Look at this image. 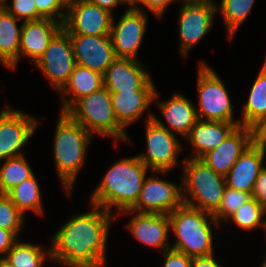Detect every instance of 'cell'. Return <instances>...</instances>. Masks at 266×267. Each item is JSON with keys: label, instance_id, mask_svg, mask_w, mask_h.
<instances>
[{"label": "cell", "instance_id": "cell-1", "mask_svg": "<svg viewBox=\"0 0 266 267\" xmlns=\"http://www.w3.org/2000/svg\"><path fill=\"white\" fill-rule=\"evenodd\" d=\"M91 206L90 212L71 217L53 235L50 259L60 266H106L107 240L115 217L102 207Z\"/></svg>", "mask_w": 266, "mask_h": 267}, {"label": "cell", "instance_id": "cell-2", "mask_svg": "<svg viewBox=\"0 0 266 267\" xmlns=\"http://www.w3.org/2000/svg\"><path fill=\"white\" fill-rule=\"evenodd\" d=\"M148 170L138 156L118 160L94 189L90 204L109 212L116 208L117 214L131 209L138 201Z\"/></svg>", "mask_w": 266, "mask_h": 267}, {"label": "cell", "instance_id": "cell-3", "mask_svg": "<svg viewBox=\"0 0 266 267\" xmlns=\"http://www.w3.org/2000/svg\"><path fill=\"white\" fill-rule=\"evenodd\" d=\"M92 135L65 112L58 118L54 135V160L65 193L72 194L77 174L85 164V156Z\"/></svg>", "mask_w": 266, "mask_h": 267}, {"label": "cell", "instance_id": "cell-4", "mask_svg": "<svg viewBox=\"0 0 266 267\" xmlns=\"http://www.w3.org/2000/svg\"><path fill=\"white\" fill-rule=\"evenodd\" d=\"M168 218L170 230L177 237L171 244V249L191 258L214 253L212 229L219 228L220 223L214 219L212 213L183 203L169 213Z\"/></svg>", "mask_w": 266, "mask_h": 267}, {"label": "cell", "instance_id": "cell-5", "mask_svg": "<svg viewBox=\"0 0 266 267\" xmlns=\"http://www.w3.org/2000/svg\"><path fill=\"white\" fill-rule=\"evenodd\" d=\"M183 162L181 184L184 203L213 214L223 198L225 176L216 173L200 159L189 157Z\"/></svg>", "mask_w": 266, "mask_h": 267}, {"label": "cell", "instance_id": "cell-6", "mask_svg": "<svg viewBox=\"0 0 266 267\" xmlns=\"http://www.w3.org/2000/svg\"><path fill=\"white\" fill-rule=\"evenodd\" d=\"M65 113L80 123L92 136L95 134L130 142V138L117 122L110 92L100 90L77 99Z\"/></svg>", "mask_w": 266, "mask_h": 267}, {"label": "cell", "instance_id": "cell-7", "mask_svg": "<svg viewBox=\"0 0 266 267\" xmlns=\"http://www.w3.org/2000/svg\"><path fill=\"white\" fill-rule=\"evenodd\" d=\"M199 66L197 90L200 107L196 108L198 119L240 126V120L234 119V108L222 79L206 62H200Z\"/></svg>", "mask_w": 266, "mask_h": 267}, {"label": "cell", "instance_id": "cell-8", "mask_svg": "<svg viewBox=\"0 0 266 267\" xmlns=\"http://www.w3.org/2000/svg\"><path fill=\"white\" fill-rule=\"evenodd\" d=\"M153 113L146 118L147 153L138 154V158L155 173L166 174L178 164V154L182 145L177 136L167 128L160 126Z\"/></svg>", "mask_w": 266, "mask_h": 267}, {"label": "cell", "instance_id": "cell-9", "mask_svg": "<svg viewBox=\"0 0 266 267\" xmlns=\"http://www.w3.org/2000/svg\"><path fill=\"white\" fill-rule=\"evenodd\" d=\"M58 92L65 86L76 65L69 33L62 27L34 63Z\"/></svg>", "mask_w": 266, "mask_h": 267}, {"label": "cell", "instance_id": "cell-10", "mask_svg": "<svg viewBox=\"0 0 266 267\" xmlns=\"http://www.w3.org/2000/svg\"><path fill=\"white\" fill-rule=\"evenodd\" d=\"M39 123L36 118L6 105L0 112V162L23 155L20 150Z\"/></svg>", "mask_w": 266, "mask_h": 267}, {"label": "cell", "instance_id": "cell-11", "mask_svg": "<svg viewBox=\"0 0 266 267\" xmlns=\"http://www.w3.org/2000/svg\"><path fill=\"white\" fill-rule=\"evenodd\" d=\"M146 177L136 204L130 209L138 213L169 214L181 206L183 201L182 184H173L163 178ZM155 176V177H154Z\"/></svg>", "mask_w": 266, "mask_h": 267}, {"label": "cell", "instance_id": "cell-12", "mask_svg": "<svg viewBox=\"0 0 266 267\" xmlns=\"http://www.w3.org/2000/svg\"><path fill=\"white\" fill-rule=\"evenodd\" d=\"M215 2L200 4H182L179 11L180 53L186 59L189 50L204 38L213 28L214 16L218 4Z\"/></svg>", "mask_w": 266, "mask_h": 267}, {"label": "cell", "instance_id": "cell-13", "mask_svg": "<svg viewBox=\"0 0 266 267\" xmlns=\"http://www.w3.org/2000/svg\"><path fill=\"white\" fill-rule=\"evenodd\" d=\"M148 17L145 11L126 9L115 22L112 17L110 37L117 58L137 60V52L142 44L147 28Z\"/></svg>", "mask_w": 266, "mask_h": 267}, {"label": "cell", "instance_id": "cell-14", "mask_svg": "<svg viewBox=\"0 0 266 267\" xmlns=\"http://www.w3.org/2000/svg\"><path fill=\"white\" fill-rule=\"evenodd\" d=\"M103 80L109 92L156 91L149 71L139 60L116 57L107 67Z\"/></svg>", "mask_w": 266, "mask_h": 267}, {"label": "cell", "instance_id": "cell-15", "mask_svg": "<svg viewBox=\"0 0 266 267\" xmlns=\"http://www.w3.org/2000/svg\"><path fill=\"white\" fill-rule=\"evenodd\" d=\"M113 14L87 0H79L67 7L63 28L69 34L110 35Z\"/></svg>", "mask_w": 266, "mask_h": 267}, {"label": "cell", "instance_id": "cell-16", "mask_svg": "<svg viewBox=\"0 0 266 267\" xmlns=\"http://www.w3.org/2000/svg\"><path fill=\"white\" fill-rule=\"evenodd\" d=\"M69 35L76 64L104 75L116 58L110 35Z\"/></svg>", "mask_w": 266, "mask_h": 267}, {"label": "cell", "instance_id": "cell-17", "mask_svg": "<svg viewBox=\"0 0 266 267\" xmlns=\"http://www.w3.org/2000/svg\"><path fill=\"white\" fill-rule=\"evenodd\" d=\"M251 144V128L240 125L219 146L204 154L200 160L216 173L226 176L240 155Z\"/></svg>", "mask_w": 266, "mask_h": 267}, {"label": "cell", "instance_id": "cell-18", "mask_svg": "<svg viewBox=\"0 0 266 267\" xmlns=\"http://www.w3.org/2000/svg\"><path fill=\"white\" fill-rule=\"evenodd\" d=\"M127 213H134L127 225L129 232L131 231L130 233L134 236L133 238L148 247L164 249V251L171 249L168 241L170 221L167 214L138 213L130 209L119 214Z\"/></svg>", "mask_w": 266, "mask_h": 267}, {"label": "cell", "instance_id": "cell-19", "mask_svg": "<svg viewBox=\"0 0 266 267\" xmlns=\"http://www.w3.org/2000/svg\"><path fill=\"white\" fill-rule=\"evenodd\" d=\"M62 27L60 22L48 18L23 21L19 60L24 55L35 63L43 55L50 40Z\"/></svg>", "mask_w": 266, "mask_h": 267}, {"label": "cell", "instance_id": "cell-20", "mask_svg": "<svg viewBox=\"0 0 266 267\" xmlns=\"http://www.w3.org/2000/svg\"><path fill=\"white\" fill-rule=\"evenodd\" d=\"M157 105L169 126H165L163 121L155 115H153V119L171 133L173 132V134L176 133L186 138L198 120L194 103L181 93H176L168 100L157 103Z\"/></svg>", "mask_w": 266, "mask_h": 267}, {"label": "cell", "instance_id": "cell-21", "mask_svg": "<svg viewBox=\"0 0 266 267\" xmlns=\"http://www.w3.org/2000/svg\"><path fill=\"white\" fill-rule=\"evenodd\" d=\"M265 157V150L251 144L225 176L226 186L251 194L259 173L265 167Z\"/></svg>", "mask_w": 266, "mask_h": 267}, {"label": "cell", "instance_id": "cell-22", "mask_svg": "<svg viewBox=\"0 0 266 267\" xmlns=\"http://www.w3.org/2000/svg\"><path fill=\"white\" fill-rule=\"evenodd\" d=\"M110 95L116 120L124 130L138 121L159 97L157 90L110 92Z\"/></svg>", "mask_w": 266, "mask_h": 267}, {"label": "cell", "instance_id": "cell-23", "mask_svg": "<svg viewBox=\"0 0 266 267\" xmlns=\"http://www.w3.org/2000/svg\"><path fill=\"white\" fill-rule=\"evenodd\" d=\"M236 127L233 123L198 119L185 138L194 150L191 158L200 159L219 146Z\"/></svg>", "mask_w": 266, "mask_h": 267}, {"label": "cell", "instance_id": "cell-24", "mask_svg": "<svg viewBox=\"0 0 266 267\" xmlns=\"http://www.w3.org/2000/svg\"><path fill=\"white\" fill-rule=\"evenodd\" d=\"M104 87L103 74L75 65L69 80L59 91L62 97L61 112H65L77 99Z\"/></svg>", "mask_w": 266, "mask_h": 267}, {"label": "cell", "instance_id": "cell-25", "mask_svg": "<svg viewBox=\"0 0 266 267\" xmlns=\"http://www.w3.org/2000/svg\"><path fill=\"white\" fill-rule=\"evenodd\" d=\"M0 4V64L9 70L15 69L19 62V49L22 24Z\"/></svg>", "mask_w": 266, "mask_h": 267}, {"label": "cell", "instance_id": "cell-26", "mask_svg": "<svg viewBox=\"0 0 266 267\" xmlns=\"http://www.w3.org/2000/svg\"><path fill=\"white\" fill-rule=\"evenodd\" d=\"M247 99L241 110L240 125L251 127L266 117V60L251 86Z\"/></svg>", "mask_w": 266, "mask_h": 267}, {"label": "cell", "instance_id": "cell-27", "mask_svg": "<svg viewBox=\"0 0 266 267\" xmlns=\"http://www.w3.org/2000/svg\"><path fill=\"white\" fill-rule=\"evenodd\" d=\"M6 195L24 215L31 210L43 216L41 190L35 174L12 188Z\"/></svg>", "mask_w": 266, "mask_h": 267}, {"label": "cell", "instance_id": "cell-28", "mask_svg": "<svg viewBox=\"0 0 266 267\" xmlns=\"http://www.w3.org/2000/svg\"><path fill=\"white\" fill-rule=\"evenodd\" d=\"M45 248L18 239L4 258L15 267H43L46 258H51L50 248Z\"/></svg>", "mask_w": 266, "mask_h": 267}, {"label": "cell", "instance_id": "cell-29", "mask_svg": "<svg viewBox=\"0 0 266 267\" xmlns=\"http://www.w3.org/2000/svg\"><path fill=\"white\" fill-rule=\"evenodd\" d=\"M3 161V165H0L1 194H6L12 188L34 175L24 155L8 158Z\"/></svg>", "mask_w": 266, "mask_h": 267}, {"label": "cell", "instance_id": "cell-30", "mask_svg": "<svg viewBox=\"0 0 266 267\" xmlns=\"http://www.w3.org/2000/svg\"><path fill=\"white\" fill-rule=\"evenodd\" d=\"M254 3L255 0H221L217 9L224 19L228 40H232L237 29L251 13Z\"/></svg>", "mask_w": 266, "mask_h": 267}, {"label": "cell", "instance_id": "cell-31", "mask_svg": "<svg viewBox=\"0 0 266 267\" xmlns=\"http://www.w3.org/2000/svg\"><path fill=\"white\" fill-rule=\"evenodd\" d=\"M265 214L266 210L262 205L255 198H251L241 205L226 222L230 220L240 229L246 231L252 230L257 226H264L263 228L266 230V220L263 219Z\"/></svg>", "mask_w": 266, "mask_h": 267}, {"label": "cell", "instance_id": "cell-32", "mask_svg": "<svg viewBox=\"0 0 266 267\" xmlns=\"http://www.w3.org/2000/svg\"><path fill=\"white\" fill-rule=\"evenodd\" d=\"M252 196L250 193L235 190L228 186L224 189L223 198L219 208L212 214L214 219L219 223L227 219L236 212V210L246 203Z\"/></svg>", "mask_w": 266, "mask_h": 267}, {"label": "cell", "instance_id": "cell-33", "mask_svg": "<svg viewBox=\"0 0 266 267\" xmlns=\"http://www.w3.org/2000/svg\"><path fill=\"white\" fill-rule=\"evenodd\" d=\"M26 217L6 194L0 193V228L13 232L17 237Z\"/></svg>", "mask_w": 266, "mask_h": 267}, {"label": "cell", "instance_id": "cell-34", "mask_svg": "<svg viewBox=\"0 0 266 267\" xmlns=\"http://www.w3.org/2000/svg\"><path fill=\"white\" fill-rule=\"evenodd\" d=\"M35 5L37 13L42 18L52 19L60 22L62 25L64 24L67 16V7L61 0H35Z\"/></svg>", "mask_w": 266, "mask_h": 267}, {"label": "cell", "instance_id": "cell-35", "mask_svg": "<svg viewBox=\"0 0 266 267\" xmlns=\"http://www.w3.org/2000/svg\"><path fill=\"white\" fill-rule=\"evenodd\" d=\"M9 13L23 21L39 20L35 0H12V4L0 3Z\"/></svg>", "mask_w": 266, "mask_h": 267}, {"label": "cell", "instance_id": "cell-36", "mask_svg": "<svg viewBox=\"0 0 266 267\" xmlns=\"http://www.w3.org/2000/svg\"><path fill=\"white\" fill-rule=\"evenodd\" d=\"M162 267H192V258L184 253L169 249L164 251Z\"/></svg>", "mask_w": 266, "mask_h": 267}, {"label": "cell", "instance_id": "cell-37", "mask_svg": "<svg viewBox=\"0 0 266 267\" xmlns=\"http://www.w3.org/2000/svg\"><path fill=\"white\" fill-rule=\"evenodd\" d=\"M252 144L266 151V117L257 121L251 127Z\"/></svg>", "mask_w": 266, "mask_h": 267}, {"label": "cell", "instance_id": "cell-38", "mask_svg": "<svg viewBox=\"0 0 266 267\" xmlns=\"http://www.w3.org/2000/svg\"><path fill=\"white\" fill-rule=\"evenodd\" d=\"M173 1L176 0H138V10L144 11L145 8H141V5H143L160 19L162 18L164 11Z\"/></svg>", "mask_w": 266, "mask_h": 267}, {"label": "cell", "instance_id": "cell-39", "mask_svg": "<svg viewBox=\"0 0 266 267\" xmlns=\"http://www.w3.org/2000/svg\"><path fill=\"white\" fill-rule=\"evenodd\" d=\"M251 196L252 198H255L266 210V166L259 173L255 181Z\"/></svg>", "mask_w": 266, "mask_h": 267}, {"label": "cell", "instance_id": "cell-40", "mask_svg": "<svg viewBox=\"0 0 266 267\" xmlns=\"http://www.w3.org/2000/svg\"><path fill=\"white\" fill-rule=\"evenodd\" d=\"M17 241V236L13 232L0 228V254L3 255L2 257L7 254Z\"/></svg>", "mask_w": 266, "mask_h": 267}, {"label": "cell", "instance_id": "cell-41", "mask_svg": "<svg viewBox=\"0 0 266 267\" xmlns=\"http://www.w3.org/2000/svg\"><path fill=\"white\" fill-rule=\"evenodd\" d=\"M192 267H222L214 253L207 256L193 257Z\"/></svg>", "mask_w": 266, "mask_h": 267}, {"label": "cell", "instance_id": "cell-42", "mask_svg": "<svg viewBox=\"0 0 266 267\" xmlns=\"http://www.w3.org/2000/svg\"><path fill=\"white\" fill-rule=\"evenodd\" d=\"M93 4L98 5L101 8L108 10L110 13L113 14V10L117 7L120 3L119 0H87Z\"/></svg>", "mask_w": 266, "mask_h": 267}, {"label": "cell", "instance_id": "cell-43", "mask_svg": "<svg viewBox=\"0 0 266 267\" xmlns=\"http://www.w3.org/2000/svg\"><path fill=\"white\" fill-rule=\"evenodd\" d=\"M121 4H127L128 9H136L138 10V0H119Z\"/></svg>", "mask_w": 266, "mask_h": 267}, {"label": "cell", "instance_id": "cell-44", "mask_svg": "<svg viewBox=\"0 0 266 267\" xmlns=\"http://www.w3.org/2000/svg\"><path fill=\"white\" fill-rule=\"evenodd\" d=\"M176 1H180L183 4H200V3L214 2L213 0H176Z\"/></svg>", "mask_w": 266, "mask_h": 267}, {"label": "cell", "instance_id": "cell-45", "mask_svg": "<svg viewBox=\"0 0 266 267\" xmlns=\"http://www.w3.org/2000/svg\"><path fill=\"white\" fill-rule=\"evenodd\" d=\"M0 267H15L0 255Z\"/></svg>", "mask_w": 266, "mask_h": 267}, {"label": "cell", "instance_id": "cell-46", "mask_svg": "<svg viewBox=\"0 0 266 267\" xmlns=\"http://www.w3.org/2000/svg\"><path fill=\"white\" fill-rule=\"evenodd\" d=\"M63 2V4L68 7L69 5L79 1V0H61Z\"/></svg>", "mask_w": 266, "mask_h": 267}, {"label": "cell", "instance_id": "cell-47", "mask_svg": "<svg viewBox=\"0 0 266 267\" xmlns=\"http://www.w3.org/2000/svg\"><path fill=\"white\" fill-rule=\"evenodd\" d=\"M260 267H266V258L264 259L263 263L261 264Z\"/></svg>", "mask_w": 266, "mask_h": 267}, {"label": "cell", "instance_id": "cell-48", "mask_svg": "<svg viewBox=\"0 0 266 267\" xmlns=\"http://www.w3.org/2000/svg\"><path fill=\"white\" fill-rule=\"evenodd\" d=\"M8 0H0V3H7Z\"/></svg>", "mask_w": 266, "mask_h": 267}]
</instances>
